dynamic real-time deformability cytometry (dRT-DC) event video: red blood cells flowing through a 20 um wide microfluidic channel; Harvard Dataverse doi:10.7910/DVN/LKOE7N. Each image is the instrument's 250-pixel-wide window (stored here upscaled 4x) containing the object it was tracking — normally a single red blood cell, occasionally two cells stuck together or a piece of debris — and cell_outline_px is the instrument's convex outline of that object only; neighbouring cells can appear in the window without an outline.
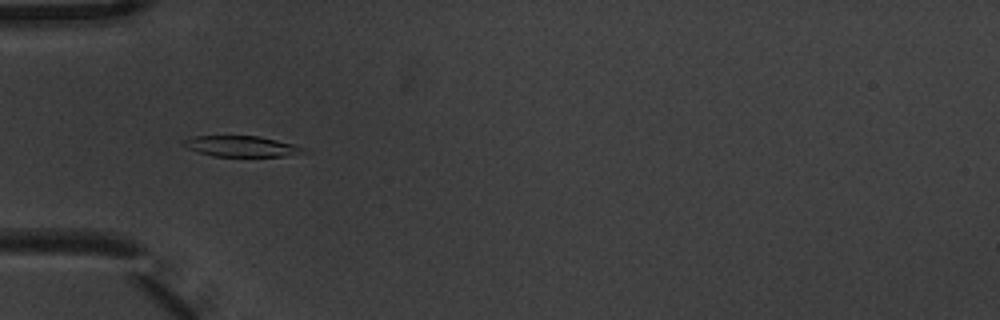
{"species": "common noctule bat (a hibernating species)", "species_latin": "Nyctalus noctula", "temperature_condition": "warm", "stored_images_in_passage": 10, "camera_frame_rate_fps": 3000, "um_per_image_px": 0.085, "animal": {"sex": "male", "body_mass_g": 20.1, "forearm_length_mm": 53.5}, "frame": {"image": 1, "passage_image": 6, "time_ms": 1.667, "image_size_px": [1000, 320], "cell_outline_px": [[308, 148], [284, 156], [212, 156], [196, 152], [188, 148], [184, 144], [184, 140], [192, 136], [260, 136], [296, 144]], "centroid_in_image_um": [20.48, 12.42], "position_along_channel_um": 64.5, "area_um2": 14.33}}
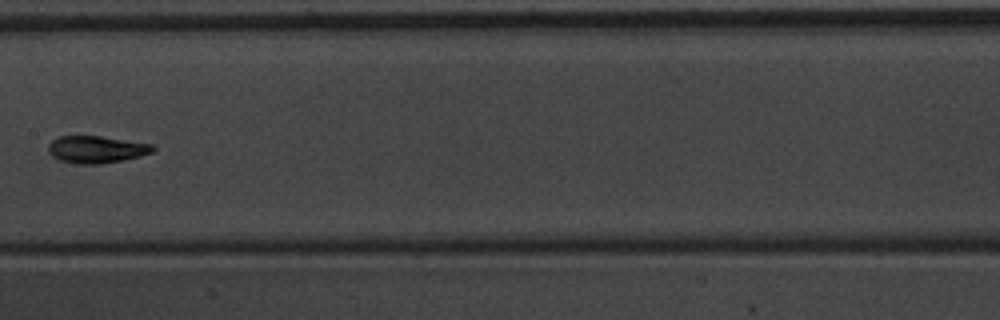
{"frame": {"image": 2, "passage_image": 9, "time_ms": 2.667, "image_size_px": [1000, 320], "cell_outline_px": [[156, 148], [152, 152], [140, 156], [124, 160], [100, 164], [80, 164], [60, 160], [52, 156], [48, 152], [48, 144], [52, 140], [60, 136], [100, 136], [152, 144]], "centroid_in_image_um": [8.19, 12.7], "position_along_channel_um": 199.2, "area_um2": 16.53}}
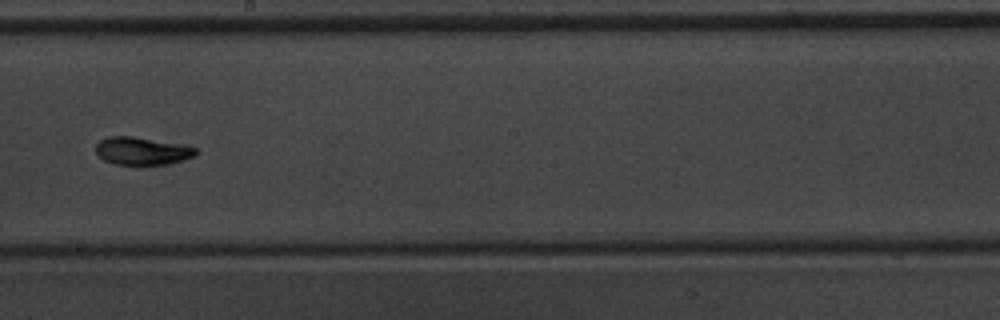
{"frame": {"image": 3, "passage_image": 10, "time_ms": 3.0, "image_size_px": [1000, 320], "cell_outline_px": [[200, 152], [196, 156], [184, 160], [168, 164], [116, 164], [104, 160], [96, 152], [96, 144], [100, 140], [108, 136], [132, 136], [184, 144], [196, 148]], "centroid_in_image_um": [12.13, 12.82], "position_along_channel_um": 236.1, "area_um2": 16.3}}